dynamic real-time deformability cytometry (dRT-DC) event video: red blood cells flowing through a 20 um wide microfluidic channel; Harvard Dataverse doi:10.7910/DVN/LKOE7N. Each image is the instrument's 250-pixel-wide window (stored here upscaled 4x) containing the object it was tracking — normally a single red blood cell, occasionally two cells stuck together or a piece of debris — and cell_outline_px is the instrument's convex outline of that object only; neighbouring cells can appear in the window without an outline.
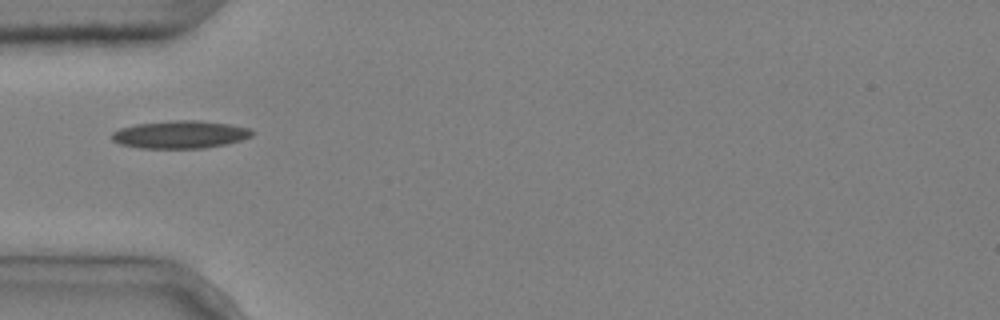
{"species": "common noctule bat (a hibernating species)", "species_latin": "Nyctalus noctula", "temperature_condition": "cold", "stored_images_in_passage": 6, "camera_frame_rate_fps": 3000, "um_per_image_px": 0.085, "animal": {"sex": "male", "body_mass_g": 20.4}, "frame": {"image": 1, "passage_image": 1, "time_ms": 0.0, "image_size_px": [1000, 320], "cell_outline_px": [[256, 132], [252, 136], [240, 140], [224, 144], [204, 148], [140, 148], [120, 144], [112, 140], [112, 132], [120, 128], [136, 124], [176, 120], [200, 120], [228, 124], [248, 128]], "centroid_in_image_um": [15.31, 11.43], "position_along_channel_um": 69.7, "area_um2": 22.54}}
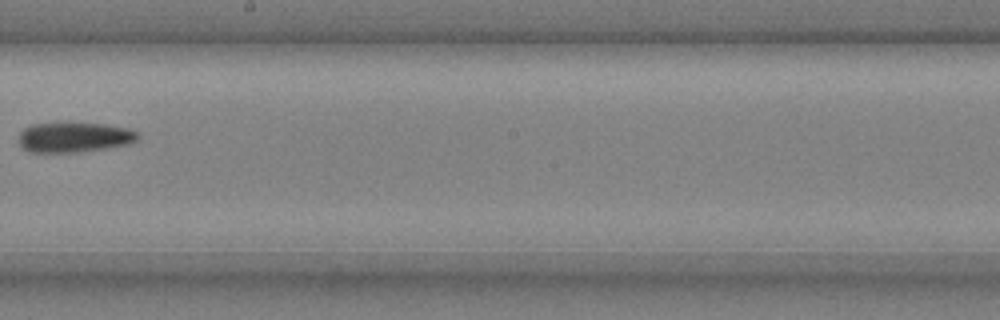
{"frame": {"image": 2, "passage_image": 5, "time_ms": 1.333, "image_size_px": [1000, 320], "cell_outline_px": [[140, 136], [136, 140], [128, 144], [80, 152], [28, 152], [20, 144], [20, 132], [24, 128], [32, 124], [104, 124], [128, 128], [140, 132]], "centroid_in_image_um": [6.34, 11.68], "position_along_channel_um": 241.9, "area_um2": 20.52}}
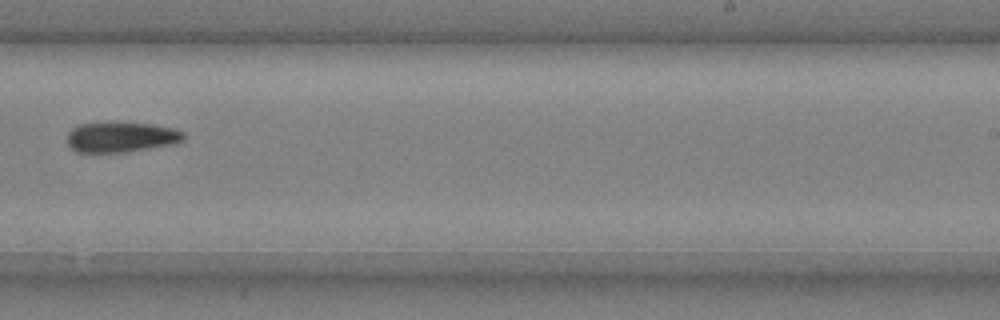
{"frame": {"image": 3, "passage_image": 6, "time_ms": 1.667, "image_size_px": [1000, 320], "cell_outline_px": [[184, 140], [176, 144], [128, 152], [76, 152], [68, 144], [68, 132], [72, 128], [80, 124], [116, 120], [152, 124], [176, 128], [184, 132]], "centroid_in_image_um": [10.34, 11.62], "position_along_channel_um": 278.7, "area_um2": 21.33}}